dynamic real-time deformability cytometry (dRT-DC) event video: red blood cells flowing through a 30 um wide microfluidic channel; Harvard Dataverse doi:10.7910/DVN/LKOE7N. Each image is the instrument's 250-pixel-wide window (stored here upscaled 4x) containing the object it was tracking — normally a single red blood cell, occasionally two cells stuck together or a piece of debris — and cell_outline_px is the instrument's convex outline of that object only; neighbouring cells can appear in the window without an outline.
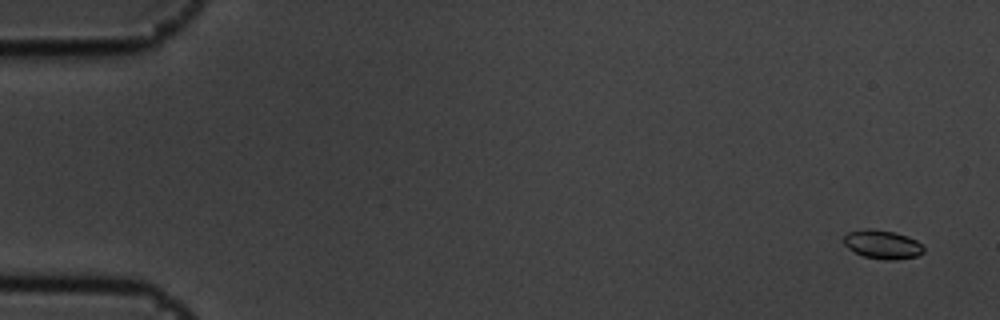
{"species": "common noctule bat (a hibernating species)", "species_latin": "Nyctalus noctula", "temperature_condition": "cold", "stored_images_in_passage": 6, "camera_frame_rate_fps": 3000, "um_per_image_px": 0.085, "animal": {"sex": "male", "body_mass_g": 19.5, "forearm_length_mm": 54.6}, "frame": {"image": 1, "passage_image": 1, "time_ms": 0.0, "image_size_px": [1000, 320], "cell_outline_px": [[924, 252], [916, 256], [896, 260], [884, 260], [864, 256], [848, 248], [844, 244], [844, 236], [848, 232], [864, 228], [872, 228], [896, 232], [908, 236], [916, 240], [924, 248]], "centroid_in_image_um": [75.01, 20.76], "position_along_channel_um": 10.0, "area_um2": 13.47}}
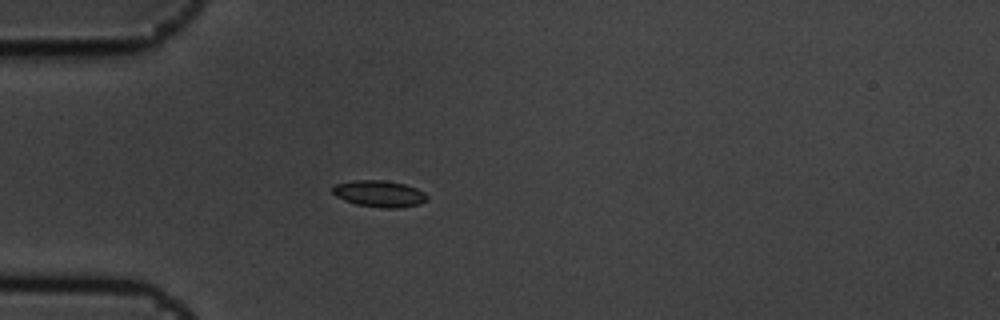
{"frame": {"image": 2, "passage_image": 5, "time_ms": 1.333, "image_size_px": [1000, 320], "cell_outline_px": [[428, 200], [420, 204], [400, 208], [384, 208], [356, 204], [344, 200], [336, 196], [332, 192], [332, 184], [356, 180], [384, 180], [404, 184], [416, 188], [424, 192], [428, 196]], "centroid_in_image_um": [32.24, 16.46], "position_along_channel_um": 52.8, "area_um2": 14.74}}